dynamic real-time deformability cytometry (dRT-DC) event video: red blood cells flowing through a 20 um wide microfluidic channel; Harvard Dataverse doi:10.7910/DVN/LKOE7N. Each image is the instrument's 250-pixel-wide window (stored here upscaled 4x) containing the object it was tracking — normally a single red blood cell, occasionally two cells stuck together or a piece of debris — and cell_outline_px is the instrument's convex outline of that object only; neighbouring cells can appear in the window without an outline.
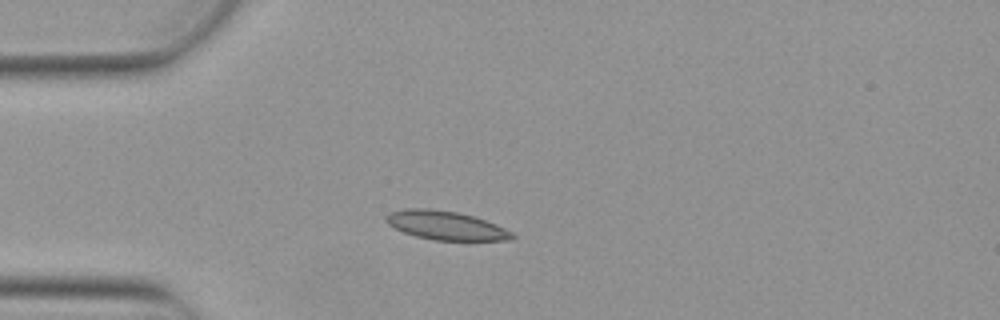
{"species": "Egyptian fruit bat (a non-hibernating species)", "species_latin": "Rousettus aegyptiacus", "temperature_condition": "warm", "stored_images_in_passage": 5, "camera_frame_rate_fps": 3000, "um_per_image_px": 0.085, "animal": {"sex": "female"}, "frame": {"image": 1, "passage_image": 2, "time_ms": 0.333, "image_size_px": [1000, 320], "cell_outline_px": [[516, 236], [512, 240], [432, 240], [416, 236], [404, 232], [388, 224], [384, 220], [384, 216], [388, 212], [404, 208], [428, 208], [456, 212], [472, 216], [496, 224], [512, 232]], "centroid_in_image_um": [37.85, 19.15], "position_along_channel_um": 47.1, "area_um2": 21.15}}
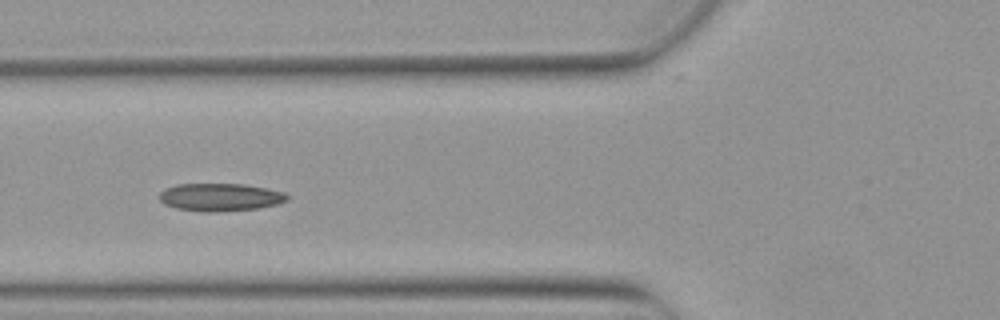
{"frame": {"image": 2, "passage_image": 4, "time_ms": 1.0, "image_size_px": [1000, 320], "cell_outline_px": [[288, 200], [276, 204], [256, 208], [216, 212], [204, 212], [176, 208], [164, 204], [160, 200], [160, 192], [164, 188], [176, 184], [244, 184], [268, 188], [284, 192], [288, 196]], "centroid_in_image_um": [18.7, 16.75], "position_along_channel_um": 107.1, "area_um2": 20.69}}
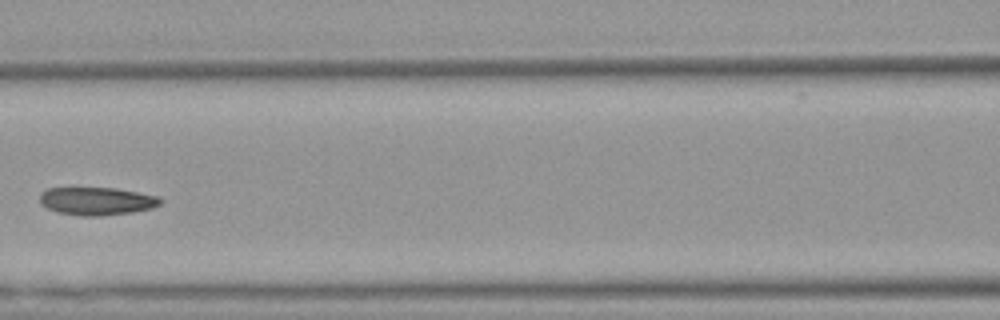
{"frame": {"image": 3, "passage_image": 5, "time_ms": 1.333, "image_size_px": [1000, 320], "cell_outline_px": [[164, 200], [160, 204], [152, 208], [132, 212], [100, 216], [84, 216], [56, 212], [40, 204], [40, 192], [48, 188], [116, 188], [160, 196]], "centroid_in_image_um": [8.24, 17.09], "position_along_channel_um": 158.4, "area_um2": 19.77}}